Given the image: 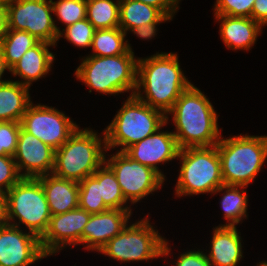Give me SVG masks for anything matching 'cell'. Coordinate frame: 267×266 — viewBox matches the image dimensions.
<instances>
[{
    "instance_id": "6da1fadb",
    "label": "cell",
    "mask_w": 267,
    "mask_h": 266,
    "mask_svg": "<svg viewBox=\"0 0 267 266\" xmlns=\"http://www.w3.org/2000/svg\"><path fill=\"white\" fill-rule=\"evenodd\" d=\"M137 59V88L134 95L167 115L179 96L192 84L180 68L178 55L158 52L148 58Z\"/></svg>"
},
{
    "instance_id": "7a4b0ae2",
    "label": "cell",
    "mask_w": 267,
    "mask_h": 266,
    "mask_svg": "<svg viewBox=\"0 0 267 266\" xmlns=\"http://www.w3.org/2000/svg\"><path fill=\"white\" fill-rule=\"evenodd\" d=\"M170 114L180 149L214 146L220 141L218 115L209 99L193 84L176 100L166 115V122Z\"/></svg>"
},
{
    "instance_id": "3957f363",
    "label": "cell",
    "mask_w": 267,
    "mask_h": 266,
    "mask_svg": "<svg viewBox=\"0 0 267 266\" xmlns=\"http://www.w3.org/2000/svg\"><path fill=\"white\" fill-rule=\"evenodd\" d=\"M137 61L134 52L117 56H86L75 70L77 80L103 94H119L137 88Z\"/></svg>"
},
{
    "instance_id": "277c9868",
    "label": "cell",
    "mask_w": 267,
    "mask_h": 266,
    "mask_svg": "<svg viewBox=\"0 0 267 266\" xmlns=\"http://www.w3.org/2000/svg\"><path fill=\"white\" fill-rule=\"evenodd\" d=\"M78 129L55 150L53 174L67 180L81 182L105 163L106 140L91 128Z\"/></svg>"
},
{
    "instance_id": "5b68a950",
    "label": "cell",
    "mask_w": 267,
    "mask_h": 266,
    "mask_svg": "<svg viewBox=\"0 0 267 266\" xmlns=\"http://www.w3.org/2000/svg\"><path fill=\"white\" fill-rule=\"evenodd\" d=\"M224 184L247 187L263 168L267 158V136H221L216 144Z\"/></svg>"
},
{
    "instance_id": "8992f818",
    "label": "cell",
    "mask_w": 267,
    "mask_h": 266,
    "mask_svg": "<svg viewBox=\"0 0 267 266\" xmlns=\"http://www.w3.org/2000/svg\"><path fill=\"white\" fill-rule=\"evenodd\" d=\"M166 124V115L140 101L135 95L127 97L111 123L106 127L105 140L107 150L128 147L155 133Z\"/></svg>"
},
{
    "instance_id": "52a82bcc",
    "label": "cell",
    "mask_w": 267,
    "mask_h": 266,
    "mask_svg": "<svg viewBox=\"0 0 267 266\" xmlns=\"http://www.w3.org/2000/svg\"><path fill=\"white\" fill-rule=\"evenodd\" d=\"M181 161L175 194L178 197L214 193L224 184L217 146L180 149Z\"/></svg>"
},
{
    "instance_id": "ba28073f",
    "label": "cell",
    "mask_w": 267,
    "mask_h": 266,
    "mask_svg": "<svg viewBox=\"0 0 267 266\" xmlns=\"http://www.w3.org/2000/svg\"><path fill=\"white\" fill-rule=\"evenodd\" d=\"M145 217L127 225L118 235L108 241L99 252L122 262L149 261L161 256H169L168 241Z\"/></svg>"
},
{
    "instance_id": "9c48e42d",
    "label": "cell",
    "mask_w": 267,
    "mask_h": 266,
    "mask_svg": "<svg viewBox=\"0 0 267 266\" xmlns=\"http://www.w3.org/2000/svg\"><path fill=\"white\" fill-rule=\"evenodd\" d=\"M6 194L8 224L17 227L24 224L29 232L41 238L52 215L40 180L22 177Z\"/></svg>"
},
{
    "instance_id": "30bf717a",
    "label": "cell",
    "mask_w": 267,
    "mask_h": 266,
    "mask_svg": "<svg viewBox=\"0 0 267 266\" xmlns=\"http://www.w3.org/2000/svg\"><path fill=\"white\" fill-rule=\"evenodd\" d=\"M7 29L24 30L39 41L57 45V27L51 0H6Z\"/></svg>"
},
{
    "instance_id": "8fae6325",
    "label": "cell",
    "mask_w": 267,
    "mask_h": 266,
    "mask_svg": "<svg viewBox=\"0 0 267 266\" xmlns=\"http://www.w3.org/2000/svg\"><path fill=\"white\" fill-rule=\"evenodd\" d=\"M105 158V164L114 172L124 198L131 204L162 188L165 180L156 171L132 160L124 152L118 151Z\"/></svg>"
},
{
    "instance_id": "7c38bea8",
    "label": "cell",
    "mask_w": 267,
    "mask_h": 266,
    "mask_svg": "<svg viewBox=\"0 0 267 266\" xmlns=\"http://www.w3.org/2000/svg\"><path fill=\"white\" fill-rule=\"evenodd\" d=\"M20 123L25 131L54 150L59 149L78 129V125L63 112L44 104L31 103Z\"/></svg>"
},
{
    "instance_id": "4fadbf2b",
    "label": "cell",
    "mask_w": 267,
    "mask_h": 266,
    "mask_svg": "<svg viewBox=\"0 0 267 266\" xmlns=\"http://www.w3.org/2000/svg\"><path fill=\"white\" fill-rule=\"evenodd\" d=\"M44 257L35 234L11 224L0 225V266H29Z\"/></svg>"
},
{
    "instance_id": "5bb4252c",
    "label": "cell",
    "mask_w": 267,
    "mask_h": 266,
    "mask_svg": "<svg viewBox=\"0 0 267 266\" xmlns=\"http://www.w3.org/2000/svg\"><path fill=\"white\" fill-rule=\"evenodd\" d=\"M90 216L91 213L80 207L51 216L48 228L40 238L43 252L50 256L67 245H82V232Z\"/></svg>"
},
{
    "instance_id": "9a60e30c",
    "label": "cell",
    "mask_w": 267,
    "mask_h": 266,
    "mask_svg": "<svg viewBox=\"0 0 267 266\" xmlns=\"http://www.w3.org/2000/svg\"><path fill=\"white\" fill-rule=\"evenodd\" d=\"M13 157L22 177L37 178L53 172L55 150L22 127Z\"/></svg>"
},
{
    "instance_id": "2e32d148",
    "label": "cell",
    "mask_w": 267,
    "mask_h": 266,
    "mask_svg": "<svg viewBox=\"0 0 267 266\" xmlns=\"http://www.w3.org/2000/svg\"><path fill=\"white\" fill-rule=\"evenodd\" d=\"M161 129L162 127L145 139L128 147L124 153L132 160L152 168L165 180L164 174L157 165L178 159L180 148L173 132H164V130L162 132Z\"/></svg>"
},
{
    "instance_id": "e0dca14e",
    "label": "cell",
    "mask_w": 267,
    "mask_h": 266,
    "mask_svg": "<svg viewBox=\"0 0 267 266\" xmlns=\"http://www.w3.org/2000/svg\"><path fill=\"white\" fill-rule=\"evenodd\" d=\"M132 209H109L91 214L82 232V244L89 250L98 251L128 224Z\"/></svg>"
},
{
    "instance_id": "ac0fdd59",
    "label": "cell",
    "mask_w": 267,
    "mask_h": 266,
    "mask_svg": "<svg viewBox=\"0 0 267 266\" xmlns=\"http://www.w3.org/2000/svg\"><path fill=\"white\" fill-rule=\"evenodd\" d=\"M220 22V36L228 49L250 50L262 32V26L248 17L214 15Z\"/></svg>"
},
{
    "instance_id": "d6986e66",
    "label": "cell",
    "mask_w": 267,
    "mask_h": 266,
    "mask_svg": "<svg viewBox=\"0 0 267 266\" xmlns=\"http://www.w3.org/2000/svg\"><path fill=\"white\" fill-rule=\"evenodd\" d=\"M53 44L39 41L35 46L28 49L20 60L11 68L12 75L21 77L22 85L30 88L32 82L46 76L51 71L55 55L49 51ZM23 79V80H22Z\"/></svg>"
},
{
    "instance_id": "ffe728a7",
    "label": "cell",
    "mask_w": 267,
    "mask_h": 266,
    "mask_svg": "<svg viewBox=\"0 0 267 266\" xmlns=\"http://www.w3.org/2000/svg\"><path fill=\"white\" fill-rule=\"evenodd\" d=\"M45 192L52 216L79 207V183L55 176L53 173L37 177Z\"/></svg>"
},
{
    "instance_id": "44dd1931",
    "label": "cell",
    "mask_w": 267,
    "mask_h": 266,
    "mask_svg": "<svg viewBox=\"0 0 267 266\" xmlns=\"http://www.w3.org/2000/svg\"><path fill=\"white\" fill-rule=\"evenodd\" d=\"M237 227L213 228L211 249L206 253L212 266H237L243 257L242 239Z\"/></svg>"
},
{
    "instance_id": "7402d4cb",
    "label": "cell",
    "mask_w": 267,
    "mask_h": 266,
    "mask_svg": "<svg viewBox=\"0 0 267 266\" xmlns=\"http://www.w3.org/2000/svg\"><path fill=\"white\" fill-rule=\"evenodd\" d=\"M29 89L17 80L9 79L0 84V122H21L25 111L32 103Z\"/></svg>"
},
{
    "instance_id": "603a6c76",
    "label": "cell",
    "mask_w": 267,
    "mask_h": 266,
    "mask_svg": "<svg viewBox=\"0 0 267 266\" xmlns=\"http://www.w3.org/2000/svg\"><path fill=\"white\" fill-rule=\"evenodd\" d=\"M172 20L158 8L135 0H120L119 27L127 34L133 28L147 23Z\"/></svg>"
},
{
    "instance_id": "cb8c5ba5",
    "label": "cell",
    "mask_w": 267,
    "mask_h": 266,
    "mask_svg": "<svg viewBox=\"0 0 267 266\" xmlns=\"http://www.w3.org/2000/svg\"><path fill=\"white\" fill-rule=\"evenodd\" d=\"M244 189L245 186L223 184L214 191L213 194L225 191L220 201V208L223 209V217L228 221V224H219V226L236 227L243 218H247L248 197L247 191Z\"/></svg>"
},
{
    "instance_id": "d4e9b609",
    "label": "cell",
    "mask_w": 267,
    "mask_h": 266,
    "mask_svg": "<svg viewBox=\"0 0 267 266\" xmlns=\"http://www.w3.org/2000/svg\"><path fill=\"white\" fill-rule=\"evenodd\" d=\"M126 33L120 28L96 29L92 40L93 53L90 56H117L132 50Z\"/></svg>"
},
{
    "instance_id": "484cf974",
    "label": "cell",
    "mask_w": 267,
    "mask_h": 266,
    "mask_svg": "<svg viewBox=\"0 0 267 266\" xmlns=\"http://www.w3.org/2000/svg\"><path fill=\"white\" fill-rule=\"evenodd\" d=\"M92 176L98 181L100 200H103L109 209L131 208L130 206H125L128 201L124 198L114 172L105 163Z\"/></svg>"
},
{
    "instance_id": "4316f807",
    "label": "cell",
    "mask_w": 267,
    "mask_h": 266,
    "mask_svg": "<svg viewBox=\"0 0 267 266\" xmlns=\"http://www.w3.org/2000/svg\"><path fill=\"white\" fill-rule=\"evenodd\" d=\"M86 19L95 29L119 27L120 0H86Z\"/></svg>"
},
{
    "instance_id": "83f0119b",
    "label": "cell",
    "mask_w": 267,
    "mask_h": 266,
    "mask_svg": "<svg viewBox=\"0 0 267 266\" xmlns=\"http://www.w3.org/2000/svg\"><path fill=\"white\" fill-rule=\"evenodd\" d=\"M38 42L39 40L27 31L6 29L0 41V48L8 66L12 68L22 55Z\"/></svg>"
},
{
    "instance_id": "f1b7e54d",
    "label": "cell",
    "mask_w": 267,
    "mask_h": 266,
    "mask_svg": "<svg viewBox=\"0 0 267 266\" xmlns=\"http://www.w3.org/2000/svg\"><path fill=\"white\" fill-rule=\"evenodd\" d=\"M79 207L88 213H102L109 208L99 198L98 181L91 175L79 182Z\"/></svg>"
},
{
    "instance_id": "f546056e",
    "label": "cell",
    "mask_w": 267,
    "mask_h": 266,
    "mask_svg": "<svg viewBox=\"0 0 267 266\" xmlns=\"http://www.w3.org/2000/svg\"><path fill=\"white\" fill-rule=\"evenodd\" d=\"M51 4L58 21L66 27L86 18V0H51Z\"/></svg>"
},
{
    "instance_id": "4dcf8cb0",
    "label": "cell",
    "mask_w": 267,
    "mask_h": 266,
    "mask_svg": "<svg viewBox=\"0 0 267 266\" xmlns=\"http://www.w3.org/2000/svg\"><path fill=\"white\" fill-rule=\"evenodd\" d=\"M95 30L94 26L85 18L62 29V31L58 33V40L60 37L64 36L66 40L75 46L88 48L92 46Z\"/></svg>"
},
{
    "instance_id": "1f68e13d",
    "label": "cell",
    "mask_w": 267,
    "mask_h": 266,
    "mask_svg": "<svg viewBox=\"0 0 267 266\" xmlns=\"http://www.w3.org/2000/svg\"><path fill=\"white\" fill-rule=\"evenodd\" d=\"M254 1L255 0H216L213 9L215 12L214 14L251 18Z\"/></svg>"
},
{
    "instance_id": "d6a6232c",
    "label": "cell",
    "mask_w": 267,
    "mask_h": 266,
    "mask_svg": "<svg viewBox=\"0 0 267 266\" xmlns=\"http://www.w3.org/2000/svg\"><path fill=\"white\" fill-rule=\"evenodd\" d=\"M20 127V122H0V156L15 155Z\"/></svg>"
},
{
    "instance_id": "836d02e7",
    "label": "cell",
    "mask_w": 267,
    "mask_h": 266,
    "mask_svg": "<svg viewBox=\"0 0 267 266\" xmlns=\"http://www.w3.org/2000/svg\"><path fill=\"white\" fill-rule=\"evenodd\" d=\"M21 178L14 157L0 156V191L7 193Z\"/></svg>"
},
{
    "instance_id": "e575fe53",
    "label": "cell",
    "mask_w": 267,
    "mask_h": 266,
    "mask_svg": "<svg viewBox=\"0 0 267 266\" xmlns=\"http://www.w3.org/2000/svg\"><path fill=\"white\" fill-rule=\"evenodd\" d=\"M175 266H212L207 259L206 253L200 250H189L178 257Z\"/></svg>"
},
{
    "instance_id": "d590c367",
    "label": "cell",
    "mask_w": 267,
    "mask_h": 266,
    "mask_svg": "<svg viewBox=\"0 0 267 266\" xmlns=\"http://www.w3.org/2000/svg\"><path fill=\"white\" fill-rule=\"evenodd\" d=\"M158 8L165 16L173 19L177 12L179 1L181 0H135Z\"/></svg>"
},
{
    "instance_id": "8d00e7d4",
    "label": "cell",
    "mask_w": 267,
    "mask_h": 266,
    "mask_svg": "<svg viewBox=\"0 0 267 266\" xmlns=\"http://www.w3.org/2000/svg\"><path fill=\"white\" fill-rule=\"evenodd\" d=\"M251 18L262 27L267 25V0H255L252 8Z\"/></svg>"
},
{
    "instance_id": "74e56055",
    "label": "cell",
    "mask_w": 267,
    "mask_h": 266,
    "mask_svg": "<svg viewBox=\"0 0 267 266\" xmlns=\"http://www.w3.org/2000/svg\"><path fill=\"white\" fill-rule=\"evenodd\" d=\"M160 23H147V24H143L139 27L133 28L131 29L129 32H132L134 34L137 35V37L141 38V39H152L153 37L156 36V25H158Z\"/></svg>"
},
{
    "instance_id": "f35d334b",
    "label": "cell",
    "mask_w": 267,
    "mask_h": 266,
    "mask_svg": "<svg viewBox=\"0 0 267 266\" xmlns=\"http://www.w3.org/2000/svg\"><path fill=\"white\" fill-rule=\"evenodd\" d=\"M8 224L7 194L0 191V225Z\"/></svg>"
},
{
    "instance_id": "ab89813d",
    "label": "cell",
    "mask_w": 267,
    "mask_h": 266,
    "mask_svg": "<svg viewBox=\"0 0 267 266\" xmlns=\"http://www.w3.org/2000/svg\"><path fill=\"white\" fill-rule=\"evenodd\" d=\"M7 29V7L6 0L0 2V41Z\"/></svg>"
},
{
    "instance_id": "60d3db41",
    "label": "cell",
    "mask_w": 267,
    "mask_h": 266,
    "mask_svg": "<svg viewBox=\"0 0 267 266\" xmlns=\"http://www.w3.org/2000/svg\"><path fill=\"white\" fill-rule=\"evenodd\" d=\"M5 70L11 72V68L8 66L7 61L5 60L3 52L0 48V84L9 81V80H2V76H4L3 74Z\"/></svg>"
},
{
    "instance_id": "b9f144b4",
    "label": "cell",
    "mask_w": 267,
    "mask_h": 266,
    "mask_svg": "<svg viewBox=\"0 0 267 266\" xmlns=\"http://www.w3.org/2000/svg\"><path fill=\"white\" fill-rule=\"evenodd\" d=\"M257 266H267V261H261Z\"/></svg>"
}]
</instances>
